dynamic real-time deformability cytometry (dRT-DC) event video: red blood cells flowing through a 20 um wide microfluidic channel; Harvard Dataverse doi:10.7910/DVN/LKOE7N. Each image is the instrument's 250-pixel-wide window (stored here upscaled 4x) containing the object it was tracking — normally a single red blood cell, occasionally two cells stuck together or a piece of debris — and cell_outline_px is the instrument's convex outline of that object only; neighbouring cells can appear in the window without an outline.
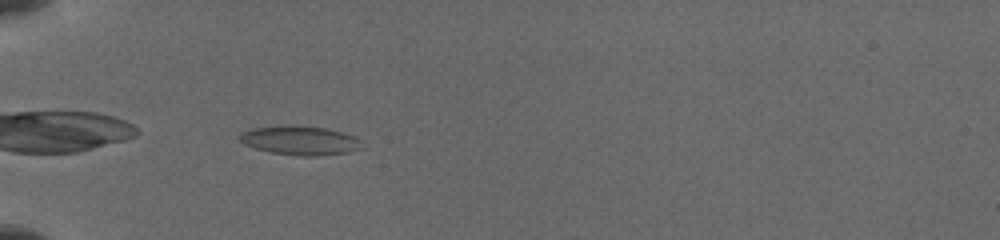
{"species": "common noctule bat (a hibernating species)", "species_latin": "Nyctalus noctula", "temperature_condition": "cold", "stored_images_in_passage": 33, "camera_frame_rate_fps": 3000, "um_per_image_px": 0.085, "animal": {"sex": "female", "body_mass_g": 19.5, "forearm_length_mm": 54.1}, "frame": {"image": 1, "passage_image": 1, "time_ms": 0.0, "image_size_px": [1000, 240], "cell_outline_px": [[360, 148], [348, 152], [316, 156], [300, 156], [272, 152], [256, 148], [244, 144], [236, 136], [240, 132], [252, 128], [284, 124], [296, 124], [324, 128], [344, 132], [360, 140]], "centroid_in_image_um": [25.43, 11.91], "position_along_channel_um": 59.6, "area_um2": 20.87}}
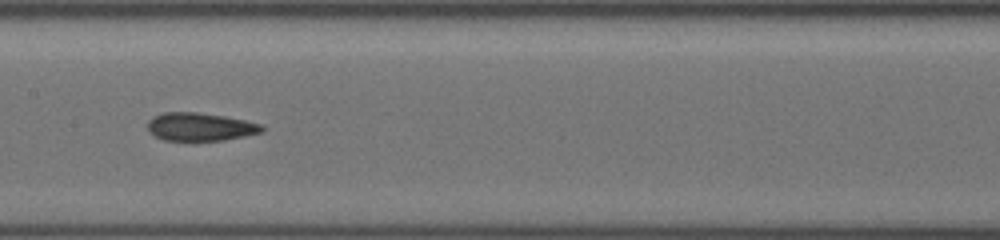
{"frame": {"image": 2, "passage_image": 12, "time_ms": 3.667, "image_size_px": [1000, 240], "cell_outline_px": [[264, 128], [260, 132], [244, 136], [224, 140], [164, 140], [156, 136], [148, 128], [148, 120], [152, 116], [164, 112], [196, 112], [224, 116], [244, 120], [260, 124]], "centroid_in_image_um": [16.99, 10.77], "position_along_channel_um": 190.4, "area_um2": 18.44}}
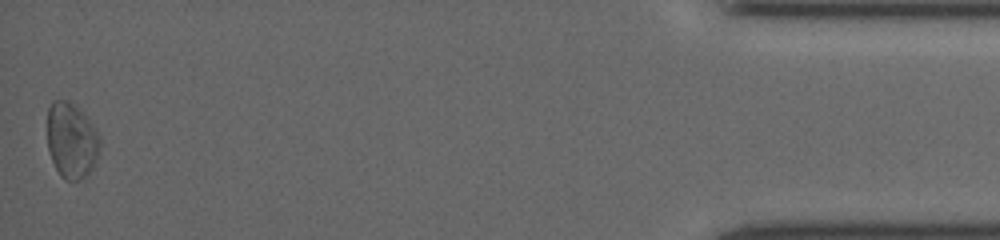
{"frame": {"image": 3, "passage_image": 33, "time_ms": 11.667, "image_size_px": [1000, 240], "cell_outline_px": [[100, 148], [96, 160], [88, 176], [80, 180], [64, 180], [60, 176], [52, 160], [48, 148], [48, 108], [52, 100], [68, 100], [80, 108], [88, 116], [100, 136]], "centroid_in_image_um": [6.1, 11.93], "position_along_channel_um": 429.1, "area_um2": 23.58}}